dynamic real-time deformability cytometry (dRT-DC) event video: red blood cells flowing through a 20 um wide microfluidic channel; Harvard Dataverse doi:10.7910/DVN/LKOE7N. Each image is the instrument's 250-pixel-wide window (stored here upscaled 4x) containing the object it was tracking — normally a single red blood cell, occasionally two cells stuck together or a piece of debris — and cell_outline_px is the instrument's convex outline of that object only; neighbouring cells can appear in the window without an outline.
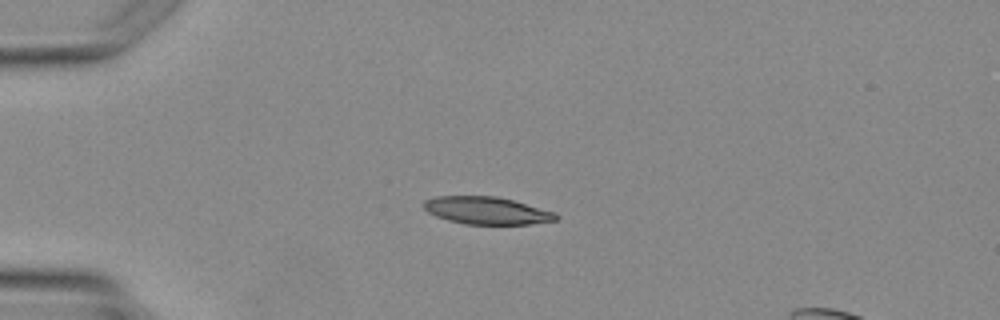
{"species": "Egyptian fruit bat (a non-hibernating species)", "species_latin": "Rousettus aegyptiacus", "temperature_condition": "warm", "stored_images_in_passage": 2, "camera_frame_rate_fps": 3000, "um_per_image_px": 0.085, "animal": {"sex": "female"}, "frame": {"image": 1, "passage_image": 1, "time_ms": 0.0, "image_size_px": [1000, 320], "cell_outline_px": [[560, 216], [556, 220], [528, 224], [464, 224], [448, 220], [436, 216], [428, 212], [420, 204], [424, 200], [436, 196], [496, 196], [512, 200], [556, 212]], "centroid_in_image_um": [41.34, 17.89], "position_along_channel_um": 43.7, "area_um2": 21.21}}